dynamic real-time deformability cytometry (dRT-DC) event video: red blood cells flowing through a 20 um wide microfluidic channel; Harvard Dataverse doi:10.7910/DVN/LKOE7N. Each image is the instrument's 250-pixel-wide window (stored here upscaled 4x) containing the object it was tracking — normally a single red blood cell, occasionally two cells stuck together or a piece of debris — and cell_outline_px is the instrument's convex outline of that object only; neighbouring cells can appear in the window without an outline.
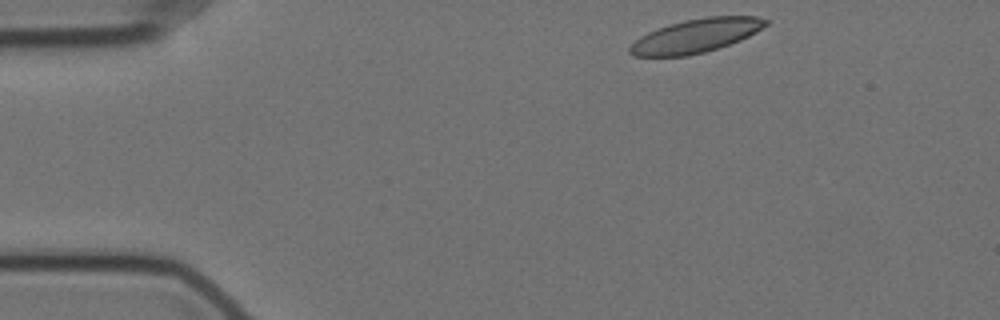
{"species": "Egyptian fruit bat (a non-hibernating species)", "species_latin": "Rousettus aegyptiacus", "temperature_condition": "cold", "stored_images_in_passage": 50, "camera_frame_rate_fps": 3000, "um_per_image_px": 0.085, "animal": {"sex": "female"}, "frame": {"image": 1, "passage_image": 1, "time_ms": 0.0, "image_size_px": [1000, 320], "cell_outline_px": [[772, 20], [768, 24], [756, 32], [740, 40], [704, 52], [684, 56], [632, 56], [628, 52], [628, 48], [640, 36], [648, 32], [684, 20], [708, 16], [756, 16]], "centroid_in_image_um": [59.18, 3.03], "position_along_channel_um": 25.8, "area_um2": 26.47}}
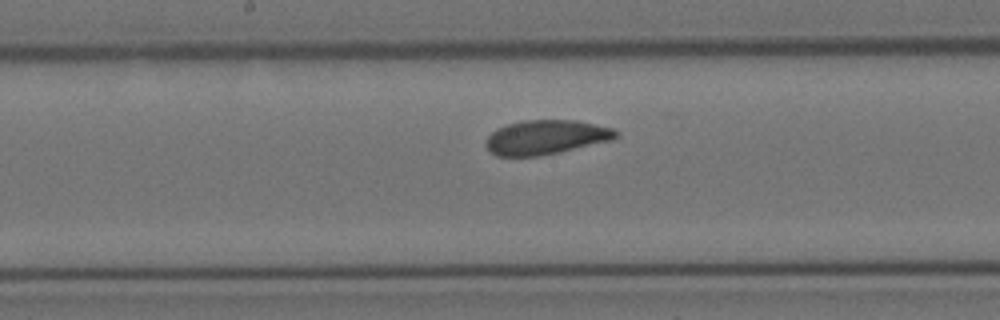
{"frame": {"image": 2, "passage_image": 22, "time_ms": 7.0, "image_size_px": [1000, 320], "cell_outline_px": [[620, 136], [612, 140], [560, 152], [540, 156], [496, 156], [484, 144], [488, 136], [496, 128], [508, 124], [524, 120], [576, 120], [612, 128], [620, 132]], "centroid_in_image_um": [46.42, 11.66], "position_along_channel_um": 201.8, "area_um2": 26.13}}
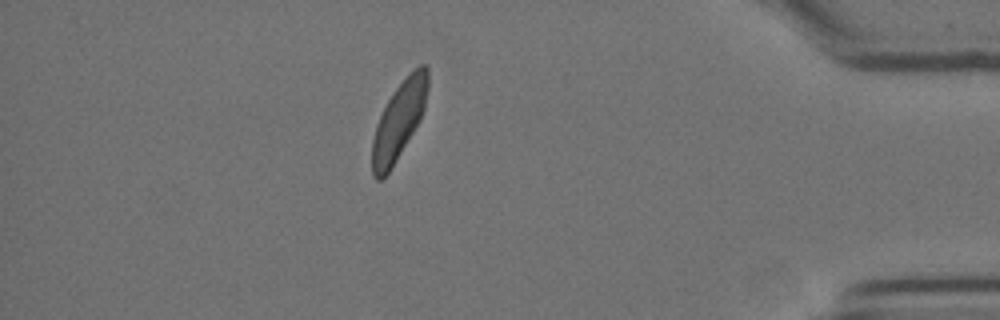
{"frame": {"image": 3, "passage_image": 43, "time_ms": 14.0, "image_size_px": [1000, 320], "cell_outline_px": [[428, 88], [424, 108], [420, 120], [388, 172], [380, 180], [376, 180], [372, 176], [372, 140], [376, 124], [392, 92], [420, 64], [424, 64], [428, 68]], "centroid_in_image_um": [33.9, 10.25], "position_along_channel_um": 401.3, "area_um2": 24.57}, "authors_computed_cell_mechanics": {"area_um2": 26.4146, "velocity_mm_per_s": 3.4605, "shape_relaxation_time_tau1_ms": 3.7719, "shape_relaxation_time_tau2_ms": 1.5282, "deformation_change_tau1": 0.1053, "deformation_change_tau2": 0.0798}}